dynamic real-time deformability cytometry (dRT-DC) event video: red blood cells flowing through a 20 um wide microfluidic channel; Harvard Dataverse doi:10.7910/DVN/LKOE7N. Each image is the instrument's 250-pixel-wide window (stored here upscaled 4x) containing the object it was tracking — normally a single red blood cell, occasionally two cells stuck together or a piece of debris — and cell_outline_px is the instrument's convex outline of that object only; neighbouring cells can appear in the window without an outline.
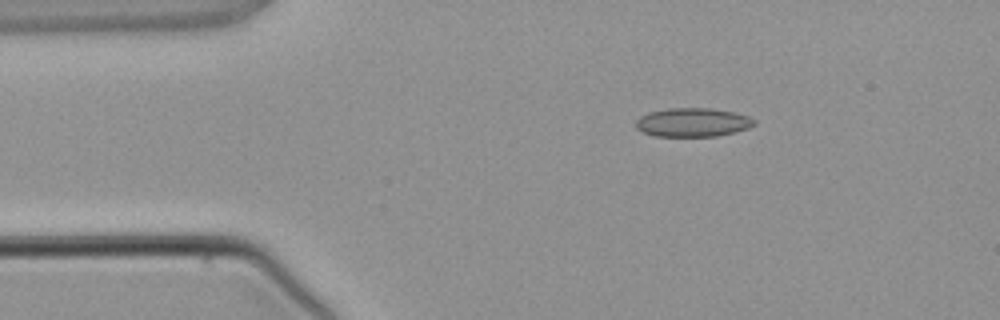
{"species": "common noctule bat (a hibernating species)", "species_latin": "Nyctalus noctula", "temperature_condition": "warm", "stored_images_in_passage": 3, "camera_frame_rate_fps": 3000, "um_per_image_px": 0.085, "animal": {"sex": "male", "body_mass_g": 21.5, "forearm_length_mm": 52.0}, "frame": {"image": 1, "passage_image": 2, "time_ms": 1.333, "image_size_px": [1000, 320], "cell_outline_px": [[756, 124], [748, 128], [716, 136], [656, 136], [644, 132], [636, 128], [636, 120], [640, 116], [648, 112], [668, 108], [708, 108], [736, 112], [748, 116], [756, 120]], "centroid_in_image_um": [58.88, 10.39], "position_along_channel_um": 26.1, "area_um2": 19.83}}